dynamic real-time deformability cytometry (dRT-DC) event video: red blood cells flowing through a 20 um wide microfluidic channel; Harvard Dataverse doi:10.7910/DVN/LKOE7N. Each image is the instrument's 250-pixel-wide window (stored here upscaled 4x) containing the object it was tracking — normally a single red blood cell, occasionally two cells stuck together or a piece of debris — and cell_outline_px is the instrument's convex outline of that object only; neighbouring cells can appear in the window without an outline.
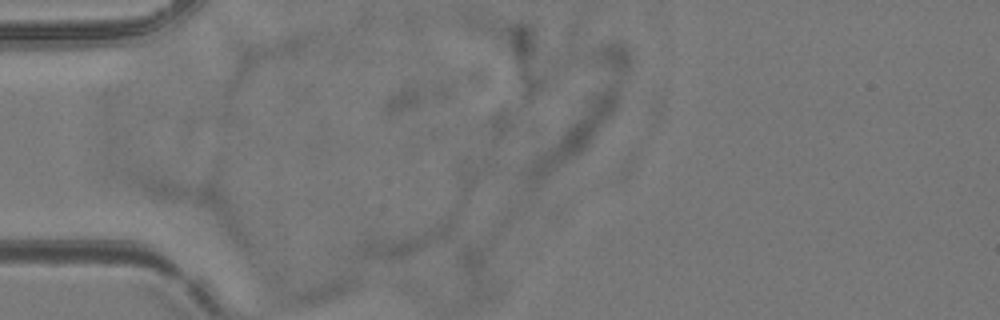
{"species": "common noctule bat (a hibernating species)", "species_latin": "Nyctalus noctula", "temperature_condition": "room temperature", "stored_images_in_passage": 4, "camera_frame_rate_fps": 3000, "um_per_image_px": 0.085, "animal": {"sex": "female", "body_mass_g": 24.6, "forearm_length_mm": 56.2}, "frame": {"image": 1, "passage_image": 2, "time_ms": 0.333, "image_size_px": [1000, 320], "cell_outline_px": [[456, 220], [448, 236], [400, 260], [384, 260], [360, 256], [352, 252], [364, 240], [452, 212], [456, 212]], "centroid_in_image_um": [34.61, 20.33], "position_along_channel_um": 50.4, "area_um2": 17.51}}